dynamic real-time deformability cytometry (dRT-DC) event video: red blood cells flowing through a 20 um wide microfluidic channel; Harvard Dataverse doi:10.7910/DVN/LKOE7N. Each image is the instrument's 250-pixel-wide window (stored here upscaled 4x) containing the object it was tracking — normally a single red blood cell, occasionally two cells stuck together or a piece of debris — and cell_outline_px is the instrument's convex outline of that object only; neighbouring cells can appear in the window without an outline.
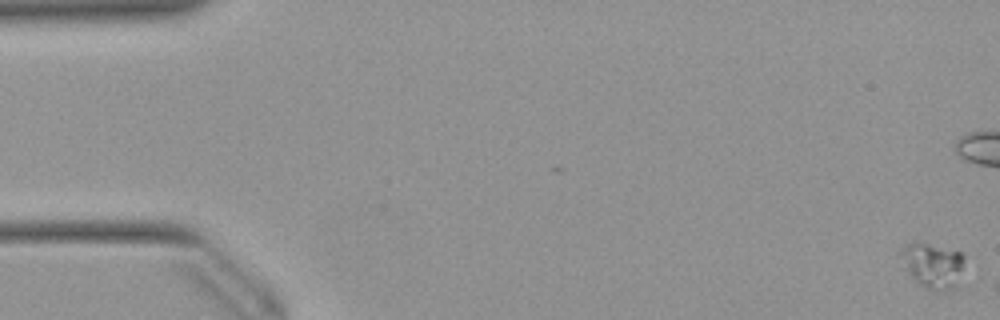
{"species": "Egyptian fruit bat (a non-hibernating species)", "species_latin": "Rousettus aegyptiacus", "temperature_condition": "warm", "stored_images_in_passage": 8, "camera_frame_rate_fps": 3000, "um_per_image_px": 0.085, "animal": {"sex": "female"}, "frame": {"image": 1, "passage_image": 1, "time_ms": 0.0, "image_size_px": [1000, 320], "cell_outline_px": [[964, 260], [960, 288], [948, 292], [940, 292], [928, 288], [920, 284], [904, 268], [896, 252], [904, 244], [928, 244], [960, 252], [964, 256]], "centroid_in_image_um": [79.31, 22.61], "position_along_channel_um": 5.7, "area_um2": 17.22}}